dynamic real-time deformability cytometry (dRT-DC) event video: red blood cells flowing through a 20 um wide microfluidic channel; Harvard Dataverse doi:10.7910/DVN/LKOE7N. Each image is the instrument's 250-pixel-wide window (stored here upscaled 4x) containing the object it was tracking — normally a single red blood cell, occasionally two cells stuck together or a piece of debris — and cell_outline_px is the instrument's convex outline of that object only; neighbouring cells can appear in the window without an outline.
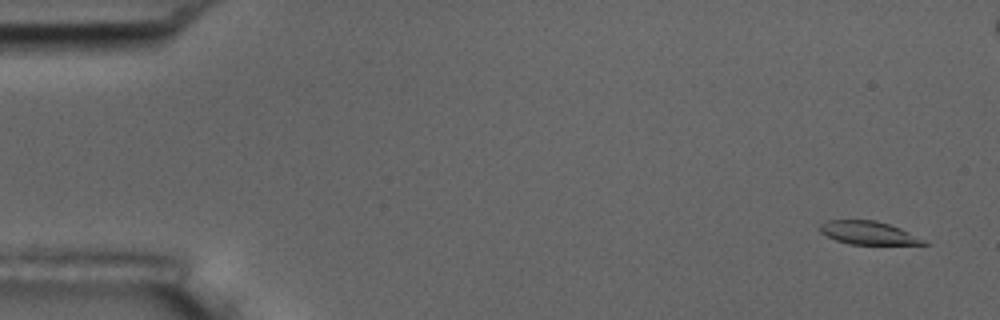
{"species": "common noctule bat (a hibernating species)", "species_latin": "Nyctalus noctula", "temperature_condition": "room temperature", "stored_images_in_passage": 5, "camera_frame_rate_fps": 3000, "um_per_image_px": 0.085, "animal": {"sex": "male", "body_mass_g": 17.5, "forearm_length_mm": 52.3}, "frame": {"image": 1, "passage_image": 1, "time_ms": 0.0, "image_size_px": [1000, 320], "cell_outline_px": [[932, 244], [848, 244], [836, 240], [820, 232], [820, 224], [828, 220], [876, 220], [900, 228]], "centroid_in_image_um": [73.78, 19.79], "position_along_channel_um": 11.2, "area_um2": 13.81}}